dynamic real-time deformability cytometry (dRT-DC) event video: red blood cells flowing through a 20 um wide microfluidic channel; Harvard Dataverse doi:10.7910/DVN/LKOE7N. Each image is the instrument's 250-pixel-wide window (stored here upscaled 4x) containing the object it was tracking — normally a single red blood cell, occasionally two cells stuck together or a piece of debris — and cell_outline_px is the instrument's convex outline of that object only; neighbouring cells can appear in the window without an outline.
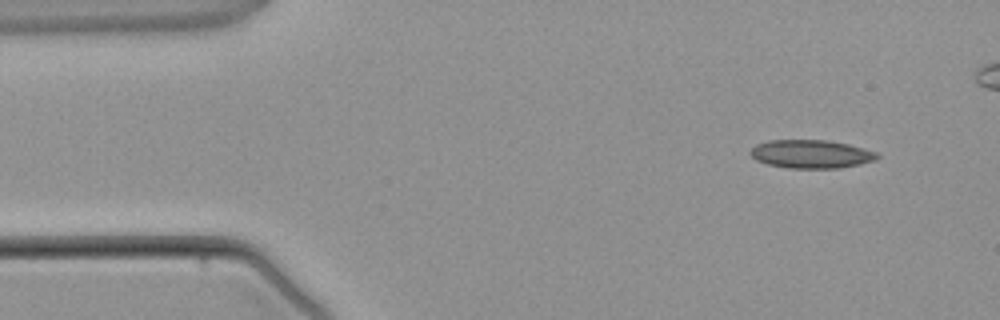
{"species": "common noctule bat (a hibernating species)", "species_latin": "Nyctalus noctula", "temperature_condition": "warm", "stored_images_in_passage": 4, "camera_frame_rate_fps": 3000, "um_per_image_px": 0.085, "animal": {"sex": "male", "body_mass_g": 21.5, "forearm_length_mm": 52.0}, "frame": {"image": 1, "passage_image": 1, "time_ms": 0.0, "image_size_px": [1000, 320], "cell_outline_px": [[880, 156], [876, 160], [860, 164], [840, 168], [788, 168], [768, 164], [756, 160], [748, 152], [756, 144], [768, 140], [824, 140], [848, 144], [876, 152]], "centroid_in_image_um": [68.93, 13.09], "position_along_channel_um": 16.1, "area_um2": 20.92}}